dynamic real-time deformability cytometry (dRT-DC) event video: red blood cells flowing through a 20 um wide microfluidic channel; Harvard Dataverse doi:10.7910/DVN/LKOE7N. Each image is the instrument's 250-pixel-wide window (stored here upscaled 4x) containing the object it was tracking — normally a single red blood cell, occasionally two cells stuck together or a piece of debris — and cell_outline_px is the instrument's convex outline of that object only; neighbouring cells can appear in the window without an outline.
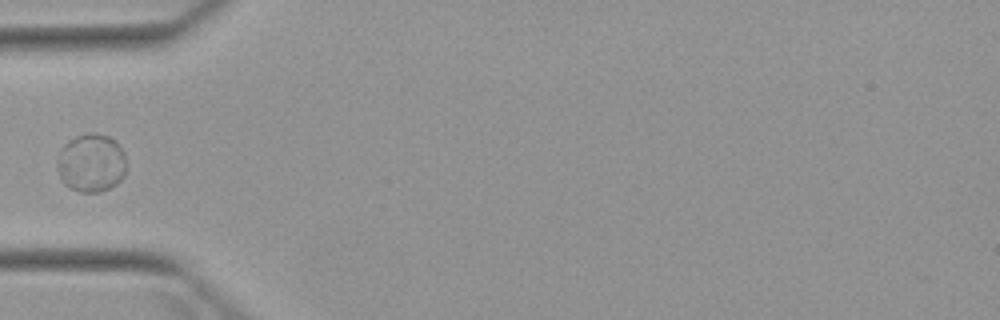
{"species": "Egyptian fruit bat (a non-hibernating species)", "species_latin": "Rousettus aegyptiacus", "temperature_condition": "warm", "stored_images_in_passage": 6, "camera_frame_rate_fps": 3000, "um_per_image_px": 0.085, "animal": {"sex": "female"}, "frame": {"image": 1, "passage_image": 5, "time_ms": 5.667, "image_size_px": [1000, 320], "cell_outline_px": [[124, 176], [116, 184], [100, 192], [80, 192], [64, 184], [56, 168], [56, 160], [64, 144], [68, 140], [76, 136], [92, 132], [108, 136], [116, 140], [124, 152]], "centroid_in_image_um": [7.73, 13.84], "position_along_channel_um": 77.3, "area_um2": 23.52}}
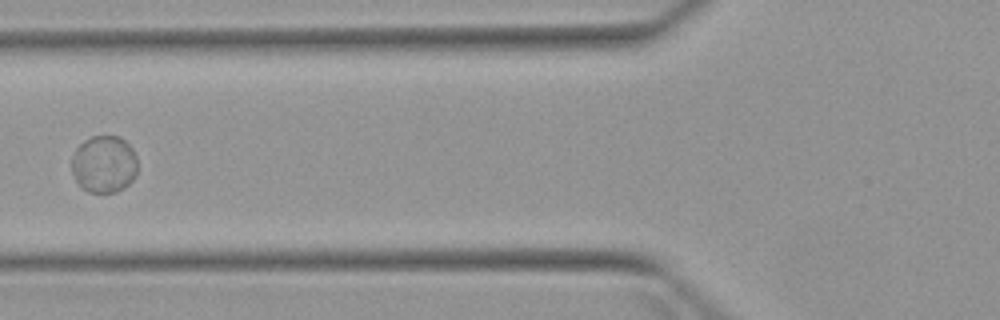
{"frame": {"image": 2, "passage_image": 6, "time_ms": 6.667, "image_size_px": [1000, 320], "cell_outline_px": [[136, 176], [124, 188], [116, 192], [88, 192], [80, 188], [72, 172], [72, 156], [76, 148], [84, 140], [92, 136], [120, 136], [132, 148], [136, 156]], "centroid_in_image_um": [8.83, 13.96], "position_along_channel_um": 117.0, "area_um2": 22.08}}